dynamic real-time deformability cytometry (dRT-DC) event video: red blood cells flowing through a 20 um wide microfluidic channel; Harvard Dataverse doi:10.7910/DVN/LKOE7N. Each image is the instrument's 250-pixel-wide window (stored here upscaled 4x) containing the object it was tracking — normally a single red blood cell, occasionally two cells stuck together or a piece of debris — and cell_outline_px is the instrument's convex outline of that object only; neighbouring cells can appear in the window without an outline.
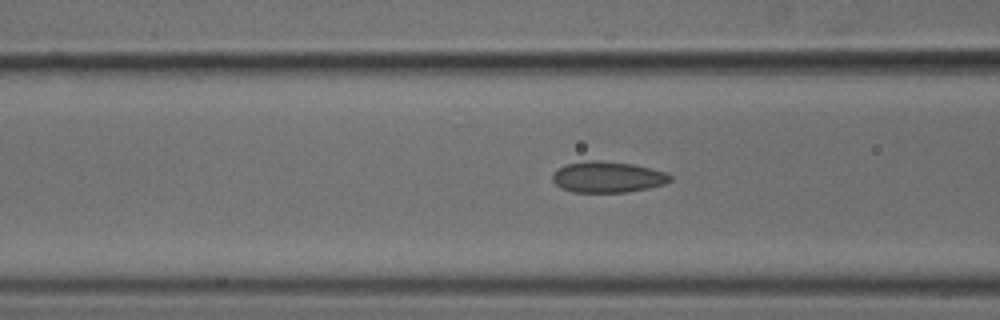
{"species": "common noctule bat (a hibernating species)", "species_latin": "Nyctalus noctula", "temperature_condition": "cold", "stored_images_in_passage": 43, "camera_frame_rate_fps": 3000, "um_per_image_px": 0.085, "animal": {"sex": "male", "body_mass_g": 18.8}, "frame": {"image": 1, "passage_image": 21, "time_ms": 6.667, "image_size_px": [1000, 320], "cell_outline_px": [[672, 180], [664, 184], [648, 188], [628, 192], [572, 192], [560, 188], [552, 180], [552, 172], [556, 168], [564, 164], [588, 160], [600, 160], [632, 164], [652, 168], [664, 172], [672, 176]], "centroid_in_image_um": [51.6, 15.04], "position_along_channel_um": 115.0, "area_um2": 21.56}}
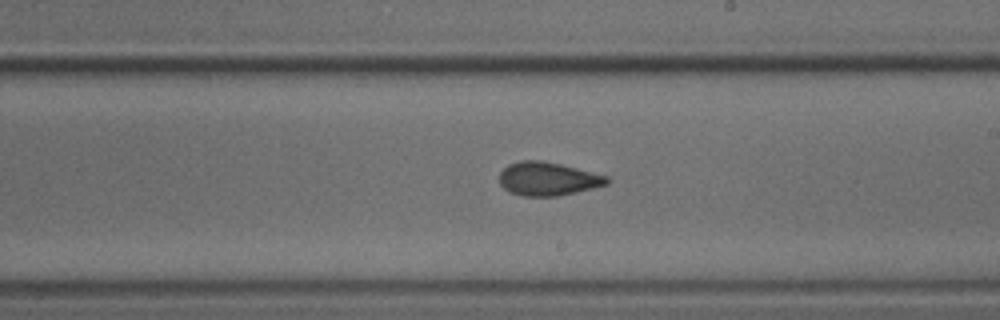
{"frame": {"image": 2, "passage_image": 31, "time_ms": 10.0, "image_size_px": [1000, 320], "cell_outline_px": [[608, 184], [576, 192], [556, 196], [524, 196], [508, 192], [500, 184], [500, 172], [508, 164], [520, 160], [540, 160], [560, 164], [608, 176]], "centroid_in_image_um": [46.53, 15.2], "position_along_channel_um": 242.5, "area_um2": 20.87}}
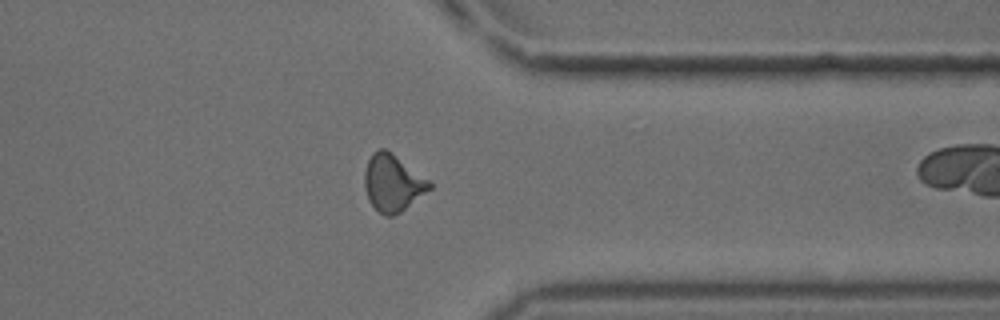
{"frame": {"image": 3, "passage_image": 42, "time_ms": 13.667, "image_size_px": [1000, 320], "cell_outline_px": [[432, 188], [400, 212], [392, 216], [384, 216], [368, 200], [364, 184], [364, 172], [368, 160], [372, 152], [380, 148], [384, 148], [392, 152], [432, 180]], "centroid_in_image_um": [33.41, 15.52], "position_along_channel_um": 378.0, "area_um2": 21.79}}